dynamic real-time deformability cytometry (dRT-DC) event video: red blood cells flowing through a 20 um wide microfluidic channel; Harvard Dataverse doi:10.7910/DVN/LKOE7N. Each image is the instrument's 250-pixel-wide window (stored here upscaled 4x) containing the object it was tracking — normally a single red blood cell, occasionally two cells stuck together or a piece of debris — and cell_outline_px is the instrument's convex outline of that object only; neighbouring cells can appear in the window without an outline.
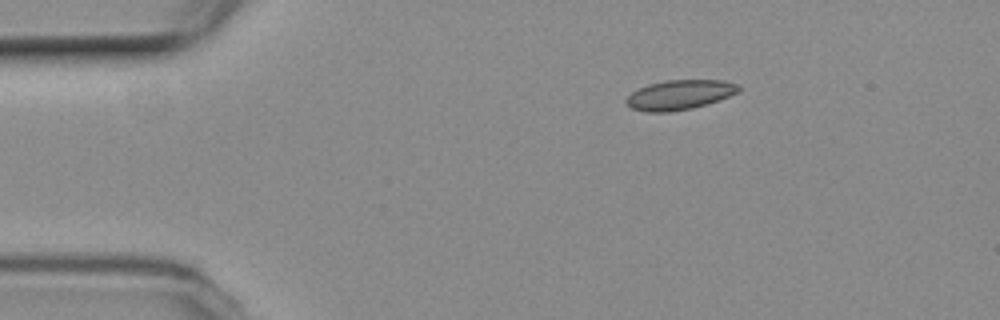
{"species": "common noctule bat (a hibernating species)", "species_latin": "Nyctalus noctula", "temperature_condition": "room temperature", "stored_images_in_passage": 47, "camera_frame_rate_fps": 3000, "um_per_image_px": 0.085, "animal": {"sex": "female", "body_mass_g": 19.3, "forearm_length_mm": 54.1}, "frame": {"image": 1, "passage_image": 1, "time_ms": 0.0, "image_size_px": [1000, 320], "cell_outline_px": [[740, 92], [720, 100], [708, 104], [692, 108], [668, 112], [648, 112], [632, 108], [624, 100], [632, 92], [648, 84], [668, 80], [724, 80], [736, 84], [740, 88]], "centroid_in_image_um": [57.8, 8.06], "position_along_channel_um": 27.2, "area_um2": 19.42}}
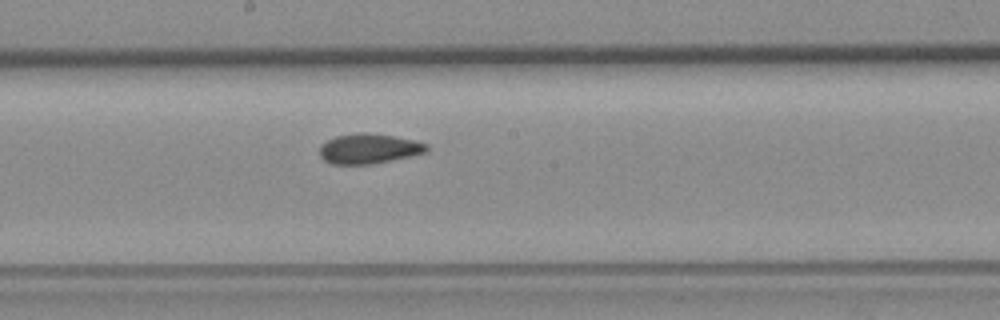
{"frame": {"image": 2, "passage_image": 21, "time_ms": 6.667, "image_size_px": [1000, 320], "cell_outline_px": [[428, 148], [424, 152], [408, 156], [368, 164], [332, 164], [324, 160], [320, 156], [320, 144], [336, 136], [360, 132], [364, 132], [392, 136], [416, 140], [428, 144]], "centroid_in_image_um": [31.31, 12.62], "position_along_channel_um": 216.9, "area_um2": 18.38}}
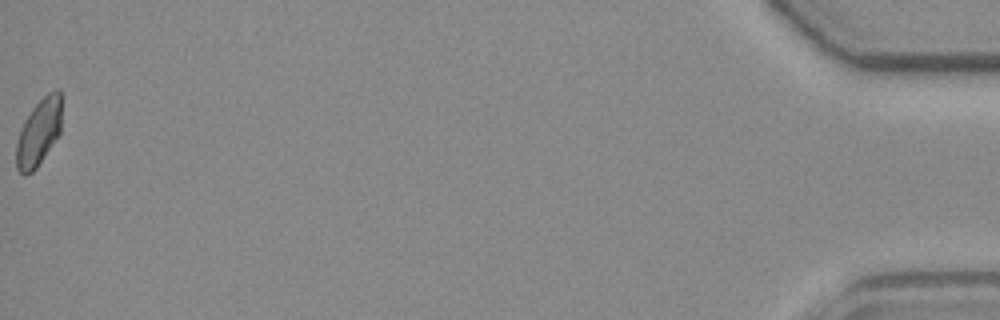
{"frame": {"image": 3, "passage_image": 47, "time_ms": 15.333, "image_size_px": [1000, 320], "cell_outline_px": [[60, 132], [36, 168], [32, 172], [24, 176], [16, 168], [16, 144], [24, 120], [32, 108], [48, 92], [56, 88], [60, 92]], "centroid_in_image_um": [3.27, 11.26], "position_along_channel_um": 431.9, "area_um2": 17.34}, "authors_computed_cell_mechanics": {"area_um2": 18.3804, "velocity_mm_per_s": 3.7313, "shape_relaxation_time_tau1_ms": null, "shape_relaxation_time_tau2_ms": 2.0467, "deformation_change_tau1": null, "deformation_change_tau2": 0.0564}}